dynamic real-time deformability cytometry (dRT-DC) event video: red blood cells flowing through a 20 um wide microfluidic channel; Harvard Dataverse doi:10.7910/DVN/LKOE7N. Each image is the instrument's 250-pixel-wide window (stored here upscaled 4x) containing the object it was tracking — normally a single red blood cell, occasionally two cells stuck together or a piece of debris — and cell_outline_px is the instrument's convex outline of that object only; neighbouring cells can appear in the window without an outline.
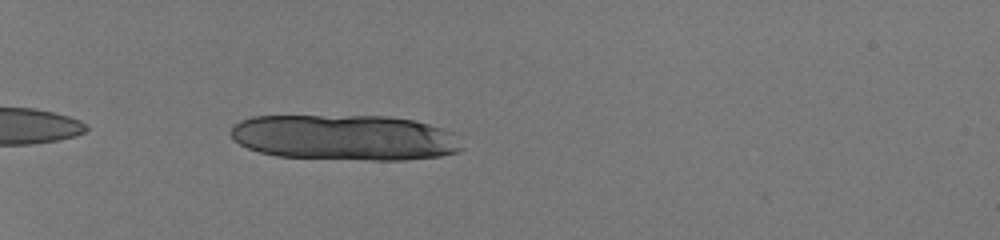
{"species": "human", "species_latin": "Homo sapiens", "temperature_condition": "room temperature", "stored_images_in_passage": 38, "camera_frame_rate_fps": 3000, "um_per_image_px": 0.085, "donor": {"sex": "male"}, "frame": {"image": 1, "passage_image": 3, "time_ms": 0.667, "image_size_px": [1000, 240], "cell_outline_px": [[464, 148], [460, 152], [440, 156], [404, 160], [368, 160], [276, 156], [260, 152], [248, 148], [240, 144], [228, 132], [232, 124], [240, 120], [252, 116], [388, 116], [416, 120], [444, 128], [456, 132]], "centroid_in_image_um": [29.36, 11.68], "position_along_channel_um": 55.6, "area_um2": 62.25}}
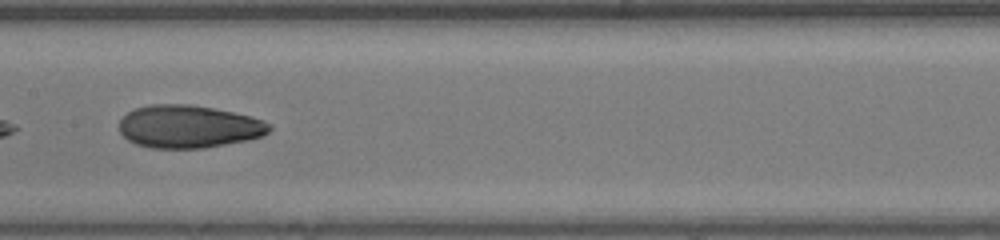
{"frame": {"image": 2, "passage_image": 17, "time_ms": 5.333, "image_size_px": [1000, 240], "cell_outline_px": [[272, 128], [264, 136], [248, 140], [204, 148], [152, 148], [136, 144], [128, 140], [120, 132], [120, 120], [128, 112], [136, 108], [148, 104], [188, 104], [212, 108], [252, 116], [264, 120], [272, 124]], "centroid_in_image_um": [16.07, 10.76], "position_along_channel_um": 191.3, "area_um2": 37.57}}
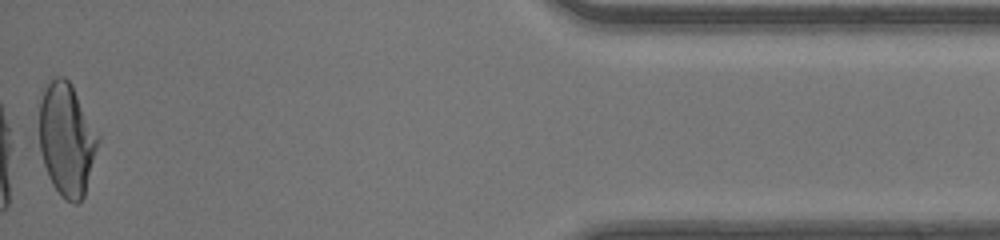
{"frame": {"image": 3, "passage_image": 38, "time_ms": 12.333, "image_size_px": [1000, 240], "cell_outline_px": [[100, 140], [84, 196], [76, 204], [72, 204], [64, 200], [60, 196], [52, 184], [48, 176], [40, 152], [40, 100], [48, 84], [56, 76], [64, 76], [72, 84], [100, 136]], "centroid_in_image_um": [5.69, 11.88], "position_along_channel_um": 429.5, "area_um2": 38.73}, "authors_computed_cell_mechanics": {"area_um2": 38.2636, "velocity_mm_per_s": 4.1688, "shape_relaxation_time_tau1_ms": 9.0886, "shape_relaxation_time_tau2_ms": 1.2147, "deformation_change_tau1": 0.2593, "deformation_change_tau2": 0.0693}}